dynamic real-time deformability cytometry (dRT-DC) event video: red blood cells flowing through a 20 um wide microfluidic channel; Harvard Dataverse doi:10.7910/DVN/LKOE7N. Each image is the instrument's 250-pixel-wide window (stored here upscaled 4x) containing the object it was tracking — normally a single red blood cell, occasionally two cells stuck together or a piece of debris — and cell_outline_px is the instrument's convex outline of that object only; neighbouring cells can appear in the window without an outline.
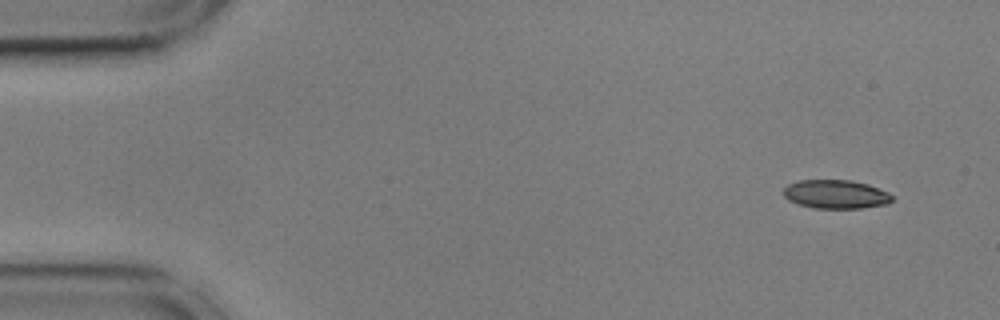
{"species": "common noctule bat (a hibernating species)", "species_latin": "Nyctalus noctula", "temperature_condition": "cold", "stored_images_in_passage": 52, "camera_frame_rate_fps": 3000, "um_per_image_px": 0.085, "animal": {"sex": "male", "body_mass_g": 17.9, "forearm_length_mm": 54.2}, "frame": {"image": 1, "passage_image": 1, "time_ms": 0.0, "image_size_px": [1000, 320], "cell_outline_px": [[892, 200], [888, 204], [860, 208], [812, 208], [788, 200], [784, 196], [784, 188], [788, 184], [800, 180], [852, 180], [868, 184], [888, 192], [892, 196]], "centroid_in_image_um": [71.05, 16.51], "position_along_channel_um": 14.0, "area_um2": 18.15}}
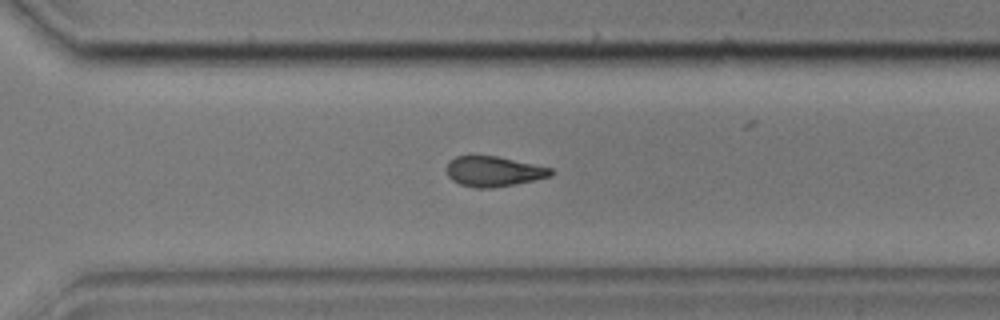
{"frame": {"image": 2, "passage_image": 36, "time_ms": 11.667, "image_size_px": [1000, 320], "cell_outline_px": [[552, 176], [516, 184], [492, 188], [476, 188], [460, 184], [452, 180], [448, 176], [448, 164], [456, 156], [472, 152], [496, 156], [552, 168]], "centroid_in_image_um": [41.93, 14.54], "position_along_channel_um": 328.7, "area_um2": 18.67}}
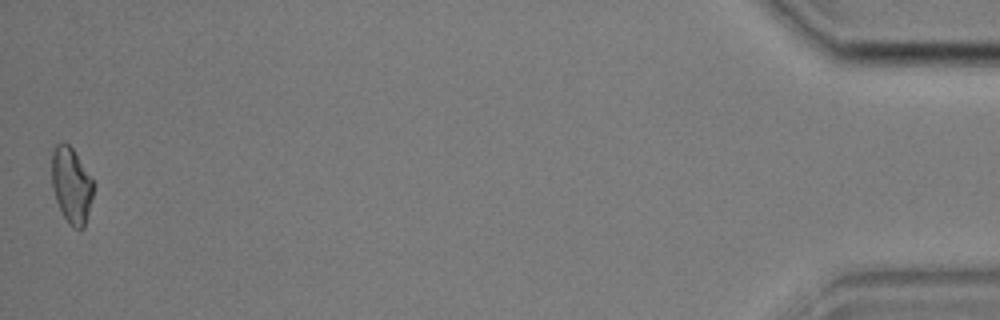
{"frame": {"image": 3, "passage_image": 52, "time_ms": 17.0, "image_size_px": [1000, 320], "cell_outline_px": [[92, 196], [84, 228], [72, 228], [68, 224], [56, 200], [52, 188], [52, 152], [56, 144], [60, 140], [68, 144], [72, 148], [92, 180]], "centroid_in_image_um": [6.03, 15.74], "position_along_channel_um": 429.2, "area_um2": 18.03}, "authors_computed_cell_mechanics": {"area_um2": 19.1607, "velocity_mm_per_s": 3.6065, "shape_relaxation_time_tau1_ms": 6.1039, "shape_relaxation_time_tau2_ms": 7.6032, "deformation_change_tau1": 0.1232, "deformation_change_tau2": 0.1507}}